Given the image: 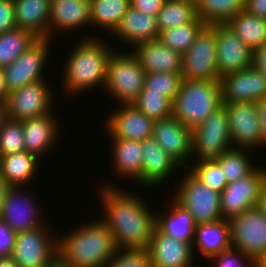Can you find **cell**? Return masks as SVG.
Here are the masks:
<instances>
[{"mask_svg":"<svg viewBox=\"0 0 266 267\" xmlns=\"http://www.w3.org/2000/svg\"><path fill=\"white\" fill-rule=\"evenodd\" d=\"M112 185V186H111ZM100 183L99 201L117 249H147L156 227V213L147 201L117 184ZM154 212V213H153Z\"/></svg>","mask_w":266,"mask_h":267,"instance_id":"obj_1","label":"cell"},{"mask_svg":"<svg viewBox=\"0 0 266 267\" xmlns=\"http://www.w3.org/2000/svg\"><path fill=\"white\" fill-rule=\"evenodd\" d=\"M103 40L92 34L90 38L86 35L74 44L62 67L61 80L66 94L73 96L91 91L96 86L105 87L107 62L114 46Z\"/></svg>","mask_w":266,"mask_h":267,"instance_id":"obj_2","label":"cell"},{"mask_svg":"<svg viewBox=\"0 0 266 267\" xmlns=\"http://www.w3.org/2000/svg\"><path fill=\"white\" fill-rule=\"evenodd\" d=\"M93 222L58 235V253L74 267H105L117 249L108 226Z\"/></svg>","mask_w":266,"mask_h":267,"instance_id":"obj_3","label":"cell"},{"mask_svg":"<svg viewBox=\"0 0 266 267\" xmlns=\"http://www.w3.org/2000/svg\"><path fill=\"white\" fill-rule=\"evenodd\" d=\"M221 106L220 80H183L173 102V117L193 130Z\"/></svg>","mask_w":266,"mask_h":267,"instance_id":"obj_4","label":"cell"},{"mask_svg":"<svg viewBox=\"0 0 266 267\" xmlns=\"http://www.w3.org/2000/svg\"><path fill=\"white\" fill-rule=\"evenodd\" d=\"M121 52L115 48L108 59L104 88L119 105L132 104L144 88L146 72L130 49Z\"/></svg>","mask_w":266,"mask_h":267,"instance_id":"obj_5","label":"cell"},{"mask_svg":"<svg viewBox=\"0 0 266 267\" xmlns=\"http://www.w3.org/2000/svg\"><path fill=\"white\" fill-rule=\"evenodd\" d=\"M183 80H220L217 69L216 24L206 25L182 55Z\"/></svg>","mask_w":266,"mask_h":267,"instance_id":"obj_6","label":"cell"},{"mask_svg":"<svg viewBox=\"0 0 266 267\" xmlns=\"http://www.w3.org/2000/svg\"><path fill=\"white\" fill-rule=\"evenodd\" d=\"M175 188L174 199L187 209L196 224L223 219L220 211V193L205 186L188 170Z\"/></svg>","mask_w":266,"mask_h":267,"instance_id":"obj_7","label":"cell"},{"mask_svg":"<svg viewBox=\"0 0 266 267\" xmlns=\"http://www.w3.org/2000/svg\"><path fill=\"white\" fill-rule=\"evenodd\" d=\"M231 148L228 116L222 105L192 130V158L196 159L193 161L216 159Z\"/></svg>","mask_w":266,"mask_h":267,"instance_id":"obj_8","label":"cell"},{"mask_svg":"<svg viewBox=\"0 0 266 267\" xmlns=\"http://www.w3.org/2000/svg\"><path fill=\"white\" fill-rule=\"evenodd\" d=\"M231 246L255 263L266 253V215L258 207L229 220Z\"/></svg>","mask_w":266,"mask_h":267,"instance_id":"obj_9","label":"cell"},{"mask_svg":"<svg viewBox=\"0 0 266 267\" xmlns=\"http://www.w3.org/2000/svg\"><path fill=\"white\" fill-rule=\"evenodd\" d=\"M50 229L46 222L40 227L17 233L11 258L18 267H46L56 256L58 234Z\"/></svg>","mask_w":266,"mask_h":267,"instance_id":"obj_10","label":"cell"},{"mask_svg":"<svg viewBox=\"0 0 266 267\" xmlns=\"http://www.w3.org/2000/svg\"><path fill=\"white\" fill-rule=\"evenodd\" d=\"M51 43L52 41L47 38H38L13 63L2 68L9 92L46 80L43 70L47 67V60L50 61Z\"/></svg>","mask_w":266,"mask_h":267,"instance_id":"obj_11","label":"cell"},{"mask_svg":"<svg viewBox=\"0 0 266 267\" xmlns=\"http://www.w3.org/2000/svg\"><path fill=\"white\" fill-rule=\"evenodd\" d=\"M49 85L42 80L12 90L7 98L9 118L23 121L51 113L56 95Z\"/></svg>","mask_w":266,"mask_h":267,"instance_id":"obj_12","label":"cell"},{"mask_svg":"<svg viewBox=\"0 0 266 267\" xmlns=\"http://www.w3.org/2000/svg\"><path fill=\"white\" fill-rule=\"evenodd\" d=\"M265 177L266 168L257 166L248 176L228 183L220 193L222 218L230 220L245 210L258 206L261 185Z\"/></svg>","mask_w":266,"mask_h":267,"instance_id":"obj_13","label":"cell"},{"mask_svg":"<svg viewBox=\"0 0 266 267\" xmlns=\"http://www.w3.org/2000/svg\"><path fill=\"white\" fill-rule=\"evenodd\" d=\"M228 116L232 147L258 151L261 126L257 102L223 103ZM256 147V148H255Z\"/></svg>","mask_w":266,"mask_h":267,"instance_id":"obj_14","label":"cell"},{"mask_svg":"<svg viewBox=\"0 0 266 267\" xmlns=\"http://www.w3.org/2000/svg\"><path fill=\"white\" fill-rule=\"evenodd\" d=\"M22 186L11 187L3 202L0 218L6 222L15 233L30 230L45 225V211L39 208L33 195L22 191ZM21 189V190H20ZM42 220V221H41ZM44 220V221H43Z\"/></svg>","mask_w":266,"mask_h":267,"instance_id":"obj_15","label":"cell"},{"mask_svg":"<svg viewBox=\"0 0 266 267\" xmlns=\"http://www.w3.org/2000/svg\"><path fill=\"white\" fill-rule=\"evenodd\" d=\"M152 137L168 155L187 170L192 158V130L171 116L153 122Z\"/></svg>","mask_w":266,"mask_h":267,"instance_id":"obj_16","label":"cell"},{"mask_svg":"<svg viewBox=\"0 0 266 267\" xmlns=\"http://www.w3.org/2000/svg\"><path fill=\"white\" fill-rule=\"evenodd\" d=\"M218 75L239 72L251 67L252 49L228 24H216Z\"/></svg>","mask_w":266,"mask_h":267,"instance_id":"obj_17","label":"cell"},{"mask_svg":"<svg viewBox=\"0 0 266 267\" xmlns=\"http://www.w3.org/2000/svg\"><path fill=\"white\" fill-rule=\"evenodd\" d=\"M110 115V116H109ZM104 121L109 138L143 141L152 137L153 120L133 104H120Z\"/></svg>","mask_w":266,"mask_h":267,"instance_id":"obj_18","label":"cell"},{"mask_svg":"<svg viewBox=\"0 0 266 267\" xmlns=\"http://www.w3.org/2000/svg\"><path fill=\"white\" fill-rule=\"evenodd\" d=\"M220 84L222 104L258 102L266 98V78L252 67L224 75Z\"/></svg>","mask_w":266,"mask_h":267,"instance_id":"obj_19","label":"cell"},{"mask_svg":"<svg viewBox=\"0 0 266 267\" xmlns=\"http://www.w3.org/2000/svg\"><path fill=\"white\" fill-rule=\"evenodd\" d=\"M147 251L152 267H194L192 245L189 242L174 239L163 233L157 226Z\"/></svg>","mask_w":266,"mask_h":267,"instance_id":"obj_20","label":"cell"},{"mask_svg":"<svg viewBox=\"0 0 266 267\" xmlns=\"http://www.w3.org/2000/svg\"><path fill=\"white\" fill-rule=\"evenodd\" d=\"M86 26H91L90 0H51L47 39Z\"/></svg>","mask_w":266,"mask_h":267,"instance_id":"obj_21","label":"cell"},{"mask_svg":"<svg viewBox=\"0 0 266 267\" xmlns=\"http://www.w3.org/2000/svg\"><path fill=\"white\" fill-rule=\"evenodd\" d=\"M142 156V178L135 184H140L143 188H153L160 183H166L174 172L177 173L180 166L153 137L142 141Z\"/></svg>","mask_w":266,"mask_h":267,"instance_id":"obj_22","label":"cell"},{"mask_svg":"<svg viewBox=\"0 0 266 267\" xmlns=\"http://www.w3.org/2000/svg\"><path fill=\"white\" fill-rule=\"evenodd\" d=\"M55 111L38 118L22 121L26 151L42 158L59 141L63 126L58 121ZM42 156V157H41Z\"/></svg>","mask_w":266,"mask_h":267,"instance_id":"obj_23","label":"cell"},{"mask_svg":"<svg viewBox=\"0 0 266 267\" xmlns=\"http://www.w3.org/2000/svg\"><path fill=\"white\" fill-rule=\"evenodd\" d=\"M130 51L146 73L181 72L182 55L159 39L135 44Z\"/></svg>","mask_w":266,"mask_h":267,"instance_id":"obj_24","label":"cell"},{"mask_svg":"<svg viewBox=\"0 0 266 267\" xmlns=\"http://www.w3.org/2000/svg\"><path fill=\"white\" fill-rule=\"evenodd\" d=\"M112 35L118 37L119 42L130 46L129 49L135 44L159 39L157 17L145 14L130 6Z\"/></svg>","mask_w":266,"mask_h":267,"instance_id":"obj_25","label":"cell"},{"mask_svg":"<svg viewBox=\"0 0 266 267\" xmlns=\"http://www.w3.org/2000/svg\"><path fill=\"white\" fill-rule=\"evenodd\" d=\"M231 247L229 220L219 219L214 222L196 224L192 243L193 255L199 252L204 259L211 260Z\"/></svg>","mask_w":266,"mask_h":267,"instance_id":"obj_26","label":"cell"},{"mask_svg":"<svg viewBox=\"0 0 266 267\" xmlns=\"http://www.w3.org/2000/svg\"><path fill=\"white\" fill-rule=\"evenodd\" d=\"M112 157V170L115 175L122 176L123 179H131L136 183L142 178V142L126 140L120 138H110Z\"/></svg>","mask_w":266,"mask_h":267,"instance_id":"obj_27","label":"cell"},{"mask_svg":"<svg viewBox=\"0 0 266 267\" xmlns=\"http://www.w3.org/2000/svg\"><path fill=\"white\" fill-rule=\"evenodd\" d=\"M17 28L31 31L38 38H47L51 0H14Z\"/></svg>","mask_w":266,"mask_h":267,"instance_id":"obj_28","label":"cell"},{"mask_svg":"<svg viewBox=\"0 0 266 267\" xmlns=\"http://www.w3.org/2000/svg\"><path fill=\"white\" fill-rule=\"evenodd\" d=\"M166 208L167 212L156 214V226L174 239L189 242L194 240L196 223L190 212L179 204L173 197ZM171 204V205H170Z\"/></svg>","mask_w":266,"mask_h":267,"instance_id":"obj_29","label":"cell"},{"mask_svg":"<svg viewBox=\"0 0 266 267\" xmlns=\"http://www.w3.org/2000/svg\"><path fill=\"white\" fill-rule=\"evenodd\" d=\"M40 160L26 150L0 157V174L12 187L28 186L37 177Z\"/></svg>","mask_w":266,"mask_h":267,"instance_id":"obj_30","label":"cell"},{"mask_svg":"<svg viewBox=\"0 0 266 267\" xmlns=\"http://www.w3.org/2000/svg\"><path fill=\"white\" fill-rule=\"evenodd\" d=\"M130 6V0H90L91 27L112 34Z\"/></svg>","mask_w":266,"mask_h":267,"instance_id":"obj_31","label":"cell"},{"mask_svg":"<svg viewBox=\"0 0 266 267\" xmlns=\"http://www.w3.org/2000/svg\"><path fill=\"white\" fill-rule=\"evenodd\" d=\"M227 24L252 50L266 45V18L252 15L243 10Z\"/></svg>","mask_w":266,"mask_h":267,"instance_id":"obj_32","label":"cell"},{"mask_svg":"<svg viewBox=\"0 0 266 267\" xmlns=\"http://www.w3.org/2000/svg\"><path fill=\"white\" fill-rule=\"evenodd\" d=\"M196 16L206 25L227 24L245 10V0H199Z\"/></svg>","mask_w":266,"mask_h":267,"instance_id":"obj_33","label":"cell"},{"mask_svg":"<svg viewBox=\"0 0 266 267\" xmlns=\"http://www.w3.org/2000/svg\"><path fill=\"white\" fill-rule=\"evenodd\" d=\"M251 152L254 154V151L250 149L232 147L214 159L222 168L228 183L248 176L257 168L258 165L252 162L254 159L250 158Z\"/></svg>","mask_w":266,"mask_h":267,"instance_id":"obj_34","label":"cell"},{"mask_svg":"<svg viewBox=\"0 0 266 267\" xmlns=\"http://www.w3.org/2000/svg\"><path fill=\"white\" fill-rule=\"evenodd\" d=\"M38 39L31 31L15 28L0 34V68L13 63Z\"/></svg>","mask_w":266,"mask_h":267,"instance_id":"obj_35","label":"cell"},{"mask_svg":"<svg viewBox=\"0 0 266 267\" xmlns=\"http://www.w3.org/2000/svg\"><path fill=\"white\" fill-rule=\"evenodd\" d=\"M196 7L185 0H165L157 16L159 32L188 24L196 18Z\"/></svg>","mask_w":266,"mask_h":267,"instance_id":"obj_36","label":"cell"},{"mask_svg":"<svg viewBox=\"0 0 266 267\" xmlns=\"http://www.w3.org/2000/svg\"><path fill=\"white\" fill-rule=\"evenodd\" d=\"M205 26L206 24L196 17L188 24L161 31L159 40L173 51L183 55L192 46L197 35Z\"/></svg>","mask_w":266,"mask_h":267,"instance_id":"obj_37","label":"cell"},{"mask_svg":"<svg viewBox=\"0 0 266 267\" xmlns=\"http://www.w3.org/2000/svg\"><path fill=\"white\" fill-rule=\"evenodd\" d=\"M132 104L153 121L173 116V102L164 93L141 91Z\"/></svg>","mask_w":266,"mask_h":267,"instance_id":"obj_38","label":"cell"},{"mask_svg":"<svg viewBox=\"0 0 266 267\" xmlns=\"http://www.w3.org/2000/svg\"><path fill=\"white\" fill-rule=\"evenodd\" d=\"M191 162L188 171L205 186L221 193L228 185L222 168L214 159Z\"/></svg>","mask_w":266,"mask_h":267,"instance_id":"obj_39","label":"cell"},{"mask_svg":"<svg viewBox=\"0 0 266 267\" xmlns=\"http://www.w3.org/2000/svg\"><path fill=\"white\" fill-rule=\"evenodd\" d=\"M182 81L181 72L146 73L142 91L164 93L167 98L174 102Z\"/></svg>","mask_w":266,"mask_h":267,"instance_id":"obj_40","label":"cell"},{"mask_svg":"<svg viewBox=\"0 0 266 267\" xmlns=\"http://www.w3.org/2000/svg\"><path fill=\"white\" fill-rule=\"evenodd\" d=\"M25 150L22 121L9 118L0 129V157Z\"/></svg>","mask_w":266,"mask_h":267,"instance_id":"obj_41","label":"cell"},{"mask_svg":"<svg viewBox=\"0 0 266 267\" xmlns=\"http://www.w3.org/2000/svg\"><path fill=\"white\" fill-rule=\"evenodd\" d=\"M105 267H152L147 249H116Z\"/></svg>","mask_w":266,"mask_h":267,"instance_id":"obj_42","label":"cell"},{"mask_svg":"<svg viewBox=\"0 0 266 267\" xmlns=\"http://www.w3.org/2000/svg\"><path fill=\"white\" fill-rule=\"evenodd\" d=\"M211 262L215 267H253L256 264L251 258L233 247L214 256Z\"/></svg>","mask_w":266,"mask_h":267,"instance_id":"obj_43","label":"cell"},{"mask_svg":"<svg viewBox=\"0 0 266 267\" xmlns=\"http://www.w3.org/2000/svg\"><path fill=\"white\" fill-rule=\"evenodd\" d=\"M16 235L17 233L0 218V259L12 257Z\"/></svg>","mask_w":266,"mask_h":267,"instance_id":"obj_44","label":"cell"},{"mask_svg":"<svg viewBox=\"0 0 266 267\" xmlns=\"http://www.w3.org/2000/svg\"><path fill=\"white\" fill-rule=\"evenodd\" d=\"M14 0H0V34L17 28Z\"/></svg>","mask_w":266,"mask_h":267,"instance_id":"obj_45","label":"cell"},{"mask_svg":"<svg viewBox=\"0 0 266 267\" xmlns=\"http://www.w3.org/2000/svg\"><path fill=\"white\" fill-rule=\"evenodd\" d=\"M164 1L165 0H130V4L133 8L145 14L157 17Z\"/></svg>","mask_w":266,"mask_h":267,"instance_id":"obj_46","label":"cell"},{"mask_svg":"<svg viewBox=\"0 0 266 267\" xmlns=\"http://www.w3.org/2000/svg\"><path fill=\"white\" fill-rule=\"evenodd\" d=\"M251 67L266 78V45L252 51Z\"/></svg>","mask_w":266,"mask_h":267,"instance_id":"obj_47","label":"cell"},{"mask_svg":"<svg viewBox=\"0 0 266 267\" xmlns=\"http://www.w3.org/2000/svg\"><path fill=\"white\" fill-rule=\"evenodd\" d=\"M245 10L252 15L266 18V0H245Z\"/></svg>","mask_w":266,"mask_h":267,"instance_id":"obj_48","label":"cell"},{"mask_svg":"<svg viewBox=\"0 0 266 267\" xmlns=\"http://www.w3.org/2000/svg\"><path fill=\"white\" fill-rule=\"evenodd\" d=\"M261 126V147L266 146V98L257 102Z\"/></svg>","mask_w":266,"mask_h":267,"instance_id":"obj_49","label":"cell"},{"mask_svg":"<svg viewBox=\"0 0 266 267\" xmlns=\"http://www.w3.org/2000/svg\"><path fill=\"white\" fill-rule=\"evenodd\" d=\"M11 187L12 186L0 174V213H1L3 202L5 201L6 195Z\"/></svg>","mask_w":266,"mask_h":267,"instance_id":"obj_50","label":"cell"},{"mask_svg":"<svg viewBox=\"0 0 266 267\" xmlns=\"http://www.w3.org/2000/svg\"><path fill=\"white\" fill-rule=\"evenodd\" d=\"M47 267H74L60 253L48 263Z\"/></svg>","mask_w":266,"mask_h":267,"instance_id":"obj_51","label":"cell"},{"mask_svg":"<svg viewBox=\"0 0 266 267\" xmlns=\"http://www.w3.org/2000/svg\"><path fill=\"white\" fill-rule=\"evenodd\" d=\"M9 90L6 86V81L4 79V74L2 68H0V100L7 101Z\"/></svg>","mask_w":266,"mask_h":267,"instance_id":"obj_52","label":"cell"},{"mask_svg":"<svg viewBox=\"0 0 266 267\" xmlns=\"http://www.w3.org/2000/svg\"><path fill=\"white\" fill-rule=\"evenodd\" d=\"M9 119L7 101L0 100V129Z\"/></svg>","mask_w":266,"mask_h":267,"instance_id":"obj_53","label":"cell"},{"mask_svg":"<svg viewBox=\"0 0 266 267\" xmlns=\"http://www.w3.org/2000/svg\"><path fill=\"white\" fill-rule=\"evenodd\" d=\"M258 207L264 212L266 215V177L264 178L262 185H261V190H260V200Z\"/></svg>","mask_w":266,"mask_h":267,"instance_id":"obj_54","label":"cell"},{"mask_svg":"<svg viewBox=\"0 0 266 267\" xmlns=\"http://www.w3.org/2000/svg\"><path fill=\"white\" fill-rule=\"evenodd\" d=\"M0 267H18L12 258H1Z\"/></svg>","mask_w":266,"mask_h":267,"instance_id":"obj_55","label":"cell"},{"mask_svg":"<svg viewBox=\"0 0 266 267\" xmlns=\"http://www.w3.org/2000/svg\"><path fill=\"white\" fill-rule=\"evenodd\" d=\"M259 267H266V253L256 262Z\"/></svg>","mask_w":266,"mask_h":267,"instance_id":"obj_56","label":"cell"},{"mask_svg":"<svg viewBox=\"0 0 266 267\" xmlns=\"http://www.w3.org/2000/svg\"><path fill=\"white\" fill-rule=\"evenodd\" d=\"M185 1L192 2V3L196 4L199 0H185Z\"/></svg>","mask_w":266,"mask_h":267,"instance_id":"obj_57","label":"cell"}]
</instances>
